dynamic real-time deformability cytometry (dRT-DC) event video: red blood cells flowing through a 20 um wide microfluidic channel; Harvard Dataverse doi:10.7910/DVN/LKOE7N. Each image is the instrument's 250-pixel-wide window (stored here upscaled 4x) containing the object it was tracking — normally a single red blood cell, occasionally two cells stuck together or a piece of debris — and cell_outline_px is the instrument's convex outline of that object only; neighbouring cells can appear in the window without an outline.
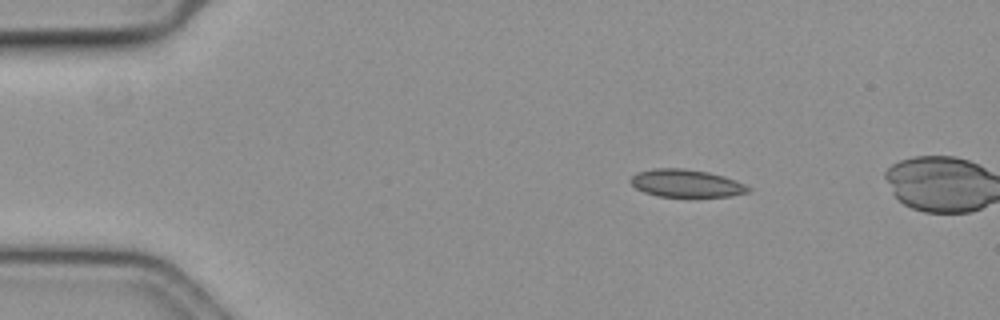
{"species": "common noctule bat (a hibernating species)", "species_latin": "Nyctalus noctula", "temperature_condition": "cold", "stored_images_in_passage": 15, "camera_frame_rate_fps": 3000, "um_per_image_px": 0.085, "animal": {"sex": "female", "body_mass_g": 19.3, "forearm_length_mm": 54.1}, "frame": {"image": 1, "passage_image": 7, "time_ms": 2.0, "image_size_px": [1000, 320], "cell_outline_px": [[752, 188], [748, 192], [732, 196], [692, 200], [656, 196], [644, 192], [636, 188], [628, 180], [632, 176], [640, 172], [656, 168], [684, 168], [708, 172], [724, 176], [744, 184]], "centroid_in_image_um": [58.36, 15.64], "position_along_channel_um": 26.6, "area_um2": 19.88}}